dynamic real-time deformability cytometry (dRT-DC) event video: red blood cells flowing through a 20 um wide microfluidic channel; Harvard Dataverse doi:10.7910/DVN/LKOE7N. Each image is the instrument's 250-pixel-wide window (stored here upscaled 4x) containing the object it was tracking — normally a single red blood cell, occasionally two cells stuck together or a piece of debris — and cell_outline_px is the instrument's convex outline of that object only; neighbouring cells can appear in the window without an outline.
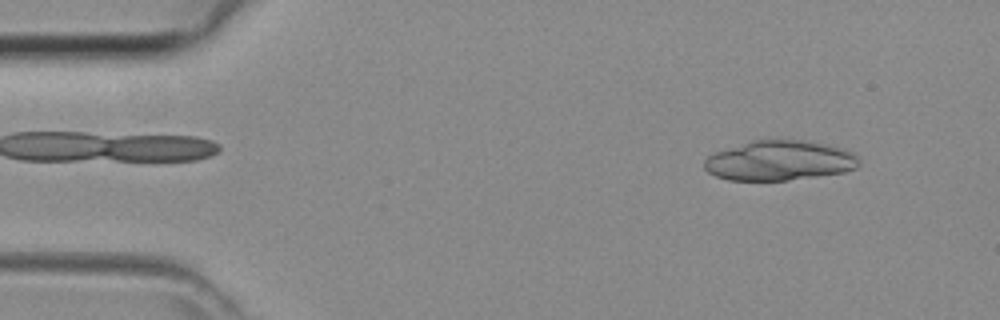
{"species": "common noctule bat (a hibernating species)", "species_latin": "Nyctalus noctula", "temperature_condition": "room temperature", "stored_images_in_passage": 13, "camera_frame_rate_fps": 3000, "um_per_image_px": 0.085, "animal": {"sex": "female", "body_mass_g": 29.2, "forearm_length_mm": 56.3}, "frame": {"image": 1, "passage_image": 4, "time_ms": 1.0, "image_size_px": [1000, 320], "cell_outline_px": [[860, 160], [856, 168], [844, 172], [788, 180], [728, 180], [716, 176], [708, 172], [704, 168], [704, 160], [708, 156], [716, 152], [752, 140], [800, 140], [824, 144], [852, 152]], "centroid_in_image_um": [66.23, 13.66], "position_along_channel_um": 18.8, "area_um2": 35.55}}